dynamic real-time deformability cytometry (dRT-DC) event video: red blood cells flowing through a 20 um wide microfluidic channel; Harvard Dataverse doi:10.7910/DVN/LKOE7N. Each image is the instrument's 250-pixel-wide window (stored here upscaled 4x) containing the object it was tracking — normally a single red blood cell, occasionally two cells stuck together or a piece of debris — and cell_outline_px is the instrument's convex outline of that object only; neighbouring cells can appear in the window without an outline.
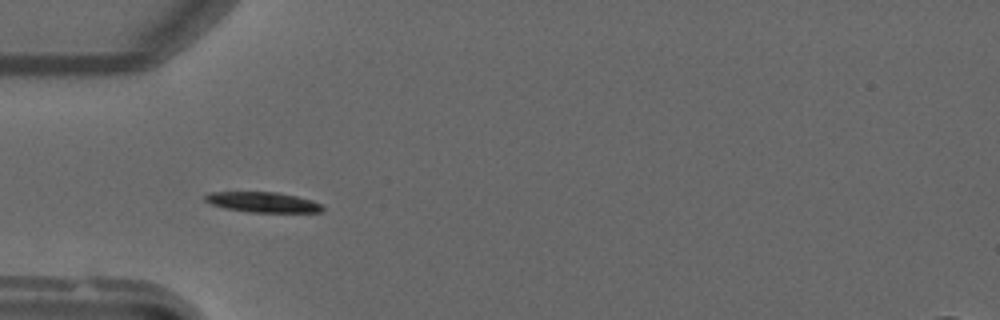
{"species": "common noctule bat (a hibernating species)", "species_latin": "Nyctalus noctula", "temperature_condition": "warm", "stored_images_in_passage": 6, "camera_frame_rate_fps": 3000, "um_per_image_px": 0.085, "animal": {"sex": "male", "forearm_length_mm": 52.5}, "frame": {"image": 1, "passage_image": 1, "time_ms": 0.0, "image_size_px": [1000, 320], "cell_outline_px": [[324, 212], [252, 212], [224, 208], [212, 204], [204, 200], [204, 196], [208, 192], [276, 192], [296, 196], [312, 200], [320, 204], [324, 208]], "centroid_in_image_um": [22.34, 17.18], "position_along_channel_um": 62.7, "area_um2": 13.81}}